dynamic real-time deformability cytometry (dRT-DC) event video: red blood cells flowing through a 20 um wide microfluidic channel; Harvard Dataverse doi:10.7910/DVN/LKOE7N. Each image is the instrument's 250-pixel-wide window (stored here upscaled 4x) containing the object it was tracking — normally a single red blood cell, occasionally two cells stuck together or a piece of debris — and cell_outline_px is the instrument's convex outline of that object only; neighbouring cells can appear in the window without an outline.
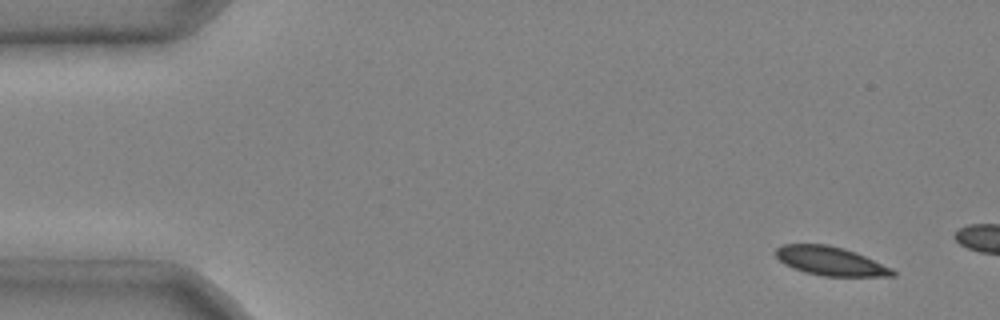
{"species": "common noctule bat (a hibernating species)", "species_latin": "Nyctalus noctula", "temperature_condition": "cold", "stored_images_in_passage": 3, "camera_frame_rate_fps": 3000, "um_per_image_px": 0.085, "animal": {"sex": "male", "body_mass_g": 20.4}, "frame": {"image": 1, "passage_image": 3, "time_ms": 0.667, "image_size_px": [1000, 320], "cell_outline_px": [[896, 276], [824, 276], [804, 272], [792, 268], [784, 264], [776, 256], [776, 248], [784, 244], [828, 244], [844, 248], [856, 252], [892, 268], [896, 272]], "centroid_in_image_um": [70.59, 22.19], "position_along_channel_um": 14.4, "area_um2": 19.65}}